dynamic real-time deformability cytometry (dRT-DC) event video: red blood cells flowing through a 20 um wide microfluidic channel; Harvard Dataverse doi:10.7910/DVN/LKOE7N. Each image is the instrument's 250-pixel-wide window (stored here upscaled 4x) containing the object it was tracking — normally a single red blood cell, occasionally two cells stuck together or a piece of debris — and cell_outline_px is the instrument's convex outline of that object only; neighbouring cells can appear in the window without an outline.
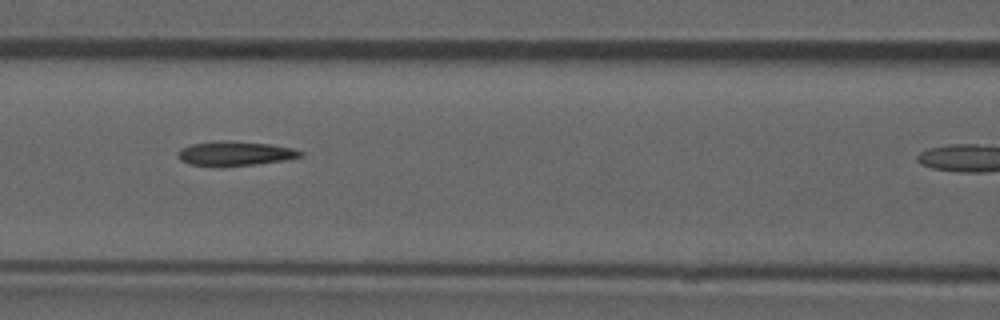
{"species": "common noctule bat (a hibernating species)", "species_latin": "Nyctalus noctula", "temperature_condition": "room temperature", "stored_images_in_passage": 7, "camera_frame_rate_fps": 3000, "um_per_image_px": 0.085, "animal": {"sex": "male", "forearm_length_mm": 52.5}, "frame": {"image": 1, "passage_image": 6, "time_ms": 1.667, "image_size_px": [1000, 320], "cell_outline_px": [[304, 156], [284, 160], [256, 164], [220, 168], [188, 164], [180, 160], [176, 156], [176, 152], [180, 148], [192, 144], [228, 140], [272, 144], [292, 148], [304, 152]], "centroid_in_image_um": [19.94, 13.07], "position_along_channel_um": 146.7, "area_um2": 17.92}}